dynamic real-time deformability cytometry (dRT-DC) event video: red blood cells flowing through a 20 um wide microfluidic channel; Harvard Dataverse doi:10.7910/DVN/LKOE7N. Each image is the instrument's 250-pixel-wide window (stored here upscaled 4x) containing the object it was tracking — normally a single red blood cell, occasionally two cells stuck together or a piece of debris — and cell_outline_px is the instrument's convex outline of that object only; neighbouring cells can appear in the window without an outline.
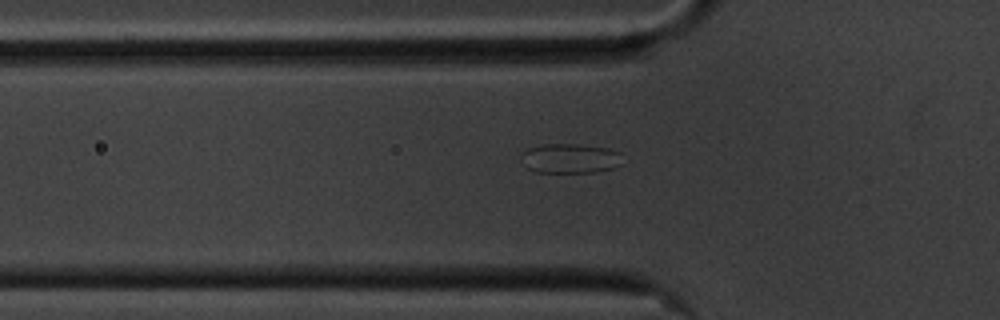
{"species": "common noctule bat (a hibernating species)", "species_latin": "Nyctalus noctula", "temperature_condition": "cold", "stored_images_in_passage": 51, "camera_frame_rate_fps": 3000, "um_per_image_px": 0.085, "animal": {"sex": "male", "body_mass_g": 20.1, "forearm_length_mm": 53.5}, "frame": {"image": 1, "passage_image": 19, "time_ms": 6.0, "image_size_px": [1000, 320], "cell_outline_px": [[624, 164], [612, 168], [596, 172], [536, 172], [528, 168], [520, 156], [520, 152], [528, 148], [544, 144], [576, 144], [608, 148], [620, 152]], "centroid_in_image_um": [48.49, 13.46], "position_along_channel_um": 77.3, "area_um2": 17.63}}
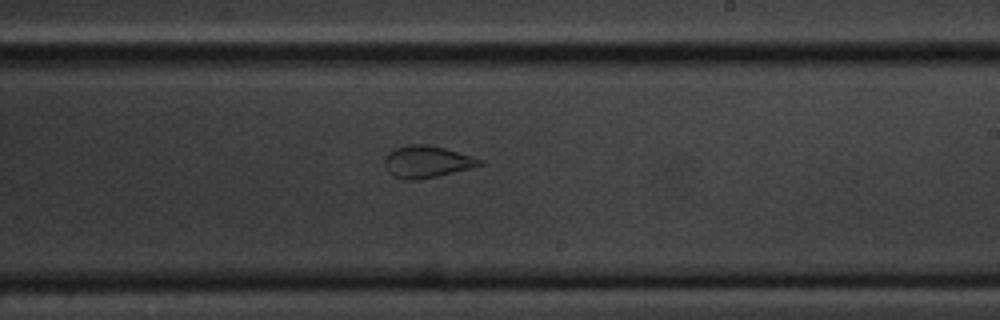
{"frame": {"image": 2, "passage_image": 34, "time_ms": 11.0, "image_size_px": [1000, 320], "cell_outline_px": [[484, 164], [436, 176], [416, 180], [404, 180], [392, 176], [388, 172], [384, 164], [384, 156], [388, 152], [396, 148], [412, 144], [424, 144], [444, 148], [484, 160]], "centroid_in_image_um": [36.22, 13.75], "position_along_channel_um": 252.8, "area_um2": 17.51}}
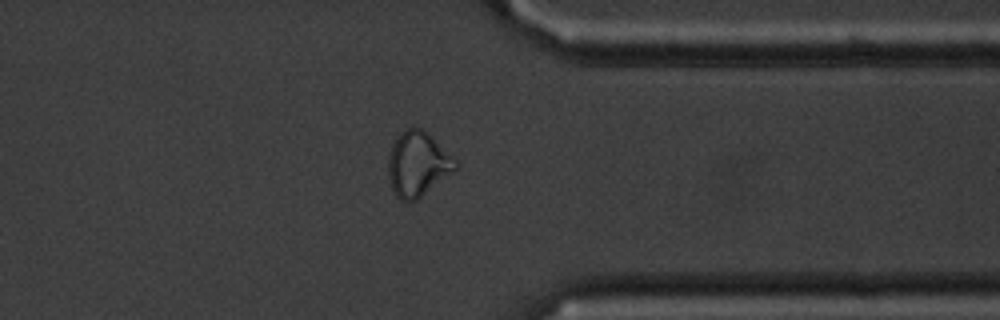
{"frame": {"image": 3, "passage_image": 45, "time_ms": 14.667, "image_size_px": [1000, 320], "cell_outline_px": [[456, 168], [416, 200], [400, 200], [396, 196], [392, 188], [388, 176], [388, 156], [392, 144], [396, 136], [400, 132], [408, 128], [420, 128], [428, 132], [456, 160]], "centroid_in_image_um": [35.46, 13.91], "position_along_channel_um": 375.9, "area_um2": 24.91}, "authors_computed_cell_mechanics": {"area_um2": 21.2704, "velocity_mm_per_s": 3.4886, "shape_relaxation_time_tau1_ms": null, "shape_relaxation_time_tau2_ms": 0.9034, "deformation_change_tau1": null, "deformation_change_tau2": 0.0592}}